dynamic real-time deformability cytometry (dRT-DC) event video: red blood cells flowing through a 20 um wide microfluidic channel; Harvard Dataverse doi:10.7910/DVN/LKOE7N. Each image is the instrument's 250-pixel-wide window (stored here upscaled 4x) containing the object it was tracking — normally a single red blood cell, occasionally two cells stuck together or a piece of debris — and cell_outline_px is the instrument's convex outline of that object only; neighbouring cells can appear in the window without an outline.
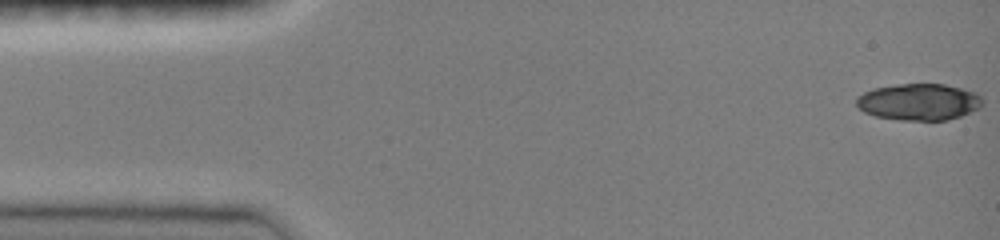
{"species": "common noctule bat (a hibernating species)", "species_latin": "Nyctalus noctula", "temperature_condition": "room temperature", "stored_images_in_passage": 47, "camera_frame_rate_fps": 3000, "um_per_image_px": 0.085, "animal": {"sex": "female", "body_mass_g": 19.0, "forearm_length_mm": 51.5}, "frame": {"image": 1, "passage_image": 1, "time_ms": 0.0, "image_size_px": [1000, 240], "cell_outline_px": [[984, 104], [980, 108], [960, 116], [948, 120], [900, 120], [876, 116], [864, 112], [856, 104], [856, 96], [872, 88], [896, 84], [944, 84], [976, 92], [984, 100]], "centroid_in_image_um": [78.11, 8.66], "position_along_channel_um": 6.9, "area_um2": 27.11}}
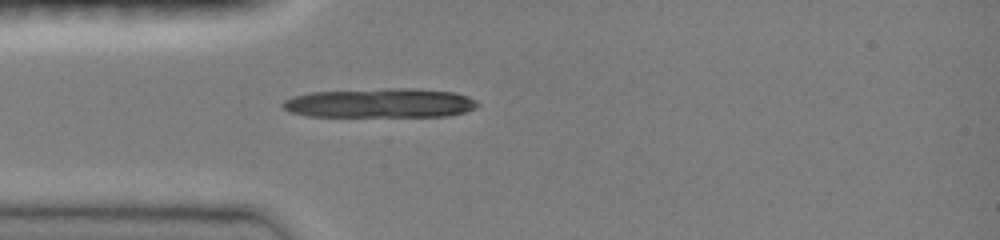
{"frame": {"image": 2, "passage_image": 13, "time_ms": 4.0, "image_size_px": [1000, 240], "cell_outline_px": [[480, 104], [476, 108], [464, 112], [448, 116], [308, 116], [292, 112], [284, 108], [280, 104], [284, 100], [292, 96], [312, 92], [384, 88], [420, 88], [456, 92], [468, 96], [476, 100]], "centroid_in_image_um": [32.36, 8.75], "position_along_channel_um": 52.6, "area_um2": 33.64}}